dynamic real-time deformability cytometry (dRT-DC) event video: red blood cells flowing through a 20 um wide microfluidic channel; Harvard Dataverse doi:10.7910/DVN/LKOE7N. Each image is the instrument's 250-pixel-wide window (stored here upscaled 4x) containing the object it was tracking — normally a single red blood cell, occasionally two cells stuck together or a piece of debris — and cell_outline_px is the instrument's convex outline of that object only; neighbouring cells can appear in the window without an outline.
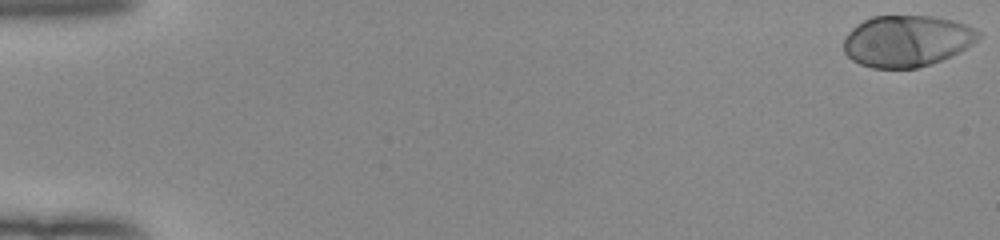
{"species": "human", "species_latin": "Homo sapiens", "temperature_condition": "room temperature", "stored_images_in_passage": 36, "camera_frame_rate_fps": 3000, "um_per_image_px": 0.085, "donor": {"sex": "female"}, "frame": {"image": 1, "passage_image": 1, "time_ms": 0.0, "image_size_px": [1000, 240], "cell_outline_px": [[984, 32], [972, 44], [940, 60], [916, 68], [872, 68], [860, 64], [852, 60], [844, 52], [844, 40], [848, 32], [856, 24], [872, 16], [932, 16], [956, 20]], "centroid_in_image_um": [77.07, 3.46], "position_along_channel_um": 7.9, "area_um2": 40.29}}
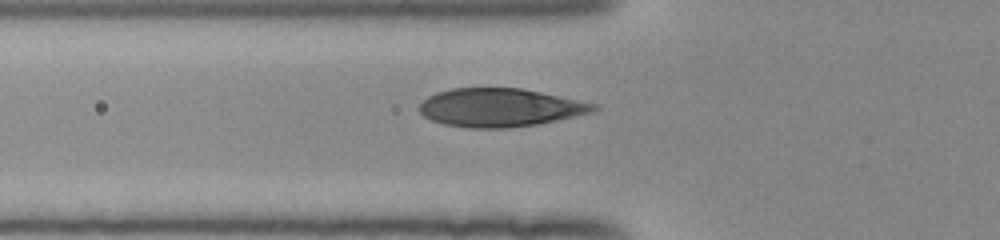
{"frame": {"image": 2, "passage_image": 20, "time_ms": 6.333, "image_size_px": [1000, 240], "cell_outline_px": [[600, 108], [592, 112], [556, 120], [536, 124], [504, 128], [468, 128], [444, 124], [432, 120], [424, 116], [416, 108], [428, 96], [436, 92], [452, 88], [520, 88], [600, 104]], "centroid_in_image_um": [42.49, 9.14], "position_along_channel_um": 83.3, "area_um2": 38.9}}
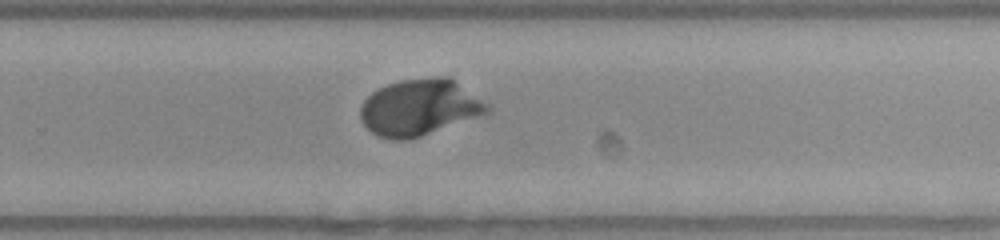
{"frame": {"image": 3, "passage_image": 36, "time_ms": 11.667, "image_size_px": [1000, 240], "cell_outline_px": [[492, 108], [484, 116], [408, 140], [392, 140], [380, 136], [372, 132], [360, 120], [360, 108], [364, 100], [372, 92], [388, 84], [400, 80], [436, 76], [448, 76], [488, 104]], "centroid_in_image_um": [35.68, 9.14], "position_along_channel_um": 294.1, "area_um2": 41.79}}